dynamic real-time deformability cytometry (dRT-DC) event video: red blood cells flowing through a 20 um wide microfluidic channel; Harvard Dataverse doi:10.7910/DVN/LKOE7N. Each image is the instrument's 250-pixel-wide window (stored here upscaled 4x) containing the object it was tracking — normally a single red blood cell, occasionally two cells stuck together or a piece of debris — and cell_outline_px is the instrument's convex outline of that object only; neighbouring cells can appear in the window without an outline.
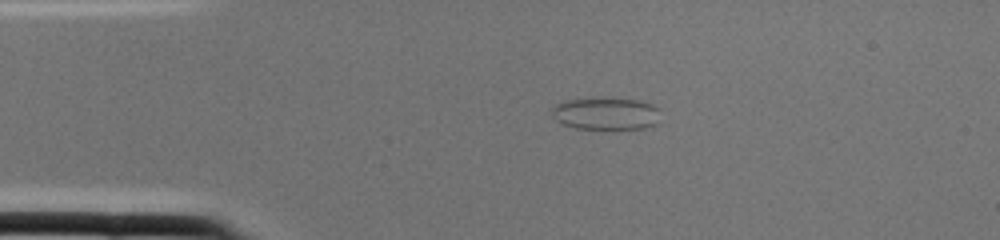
{"species": "common noctule bat (a hibernating species)", "species_latin": "Nyctalus noctula", "temperature_condition": "cold", "stored_images_in_passage": 1, "camera_frame_rate_fps": 3000, "um_per_image_px": 0.085, "animal": {"sex": "female", "body_mass_g": 22.0, "forearm_length_mm": 56.7}, "frame": {"image": 1, "passage_image": 1, "time_ms": 0.0, "image_size_px": [1000, 240], "cell_outline_px": [[660, 108], [656, 124], [648, 128], [576, 128], [560, 124], [552, 116], [552, 108], [556, 104], [564, 100], [600, 96], [636, 100], [652, 104]], "centroid_in_image_um": [51.47, 9.62], "position_along_channel_um": 33.5, "area_um2": 20.87}}